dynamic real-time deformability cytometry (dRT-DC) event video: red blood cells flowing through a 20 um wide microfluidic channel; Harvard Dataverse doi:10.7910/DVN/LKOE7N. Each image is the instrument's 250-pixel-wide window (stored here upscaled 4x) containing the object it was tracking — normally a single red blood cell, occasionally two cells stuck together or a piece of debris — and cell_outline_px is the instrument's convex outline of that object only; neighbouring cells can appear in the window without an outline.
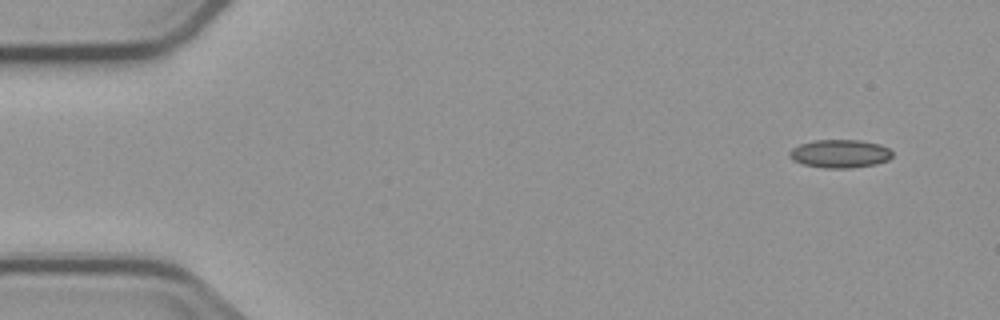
{"species": "common noctule bat (a hibernating species)", "species_latin": "Nyctalus noctula", "temperature_condition": "cold", "stored_images_in_passage": 5, "camera_frame_rate_fps": 3000, "um_per_image_px": 0.085, "animal": {"sex": "male", "body_mass_g": 23.1, "forearm_length_mm": 52.7}, "frame": {"image": 1, "passage_image": 1, "time_ms": 0.0, "image_size_px": [1000, 320], "cell_outline_px": [[892, 156], [888, 160], [876, 164], [848, 168], [824, 168], [804, 164], [792, 160], [788, 156], [788, 152], [792, 148], [800, 144], [816, 140], [860, 140], [880, 144], [888, 148], [892, 152]], "centroid_in_image_um": [71.38, 13.06], "position_along_channel_um": 13.6, "area_um2": 16.94}}
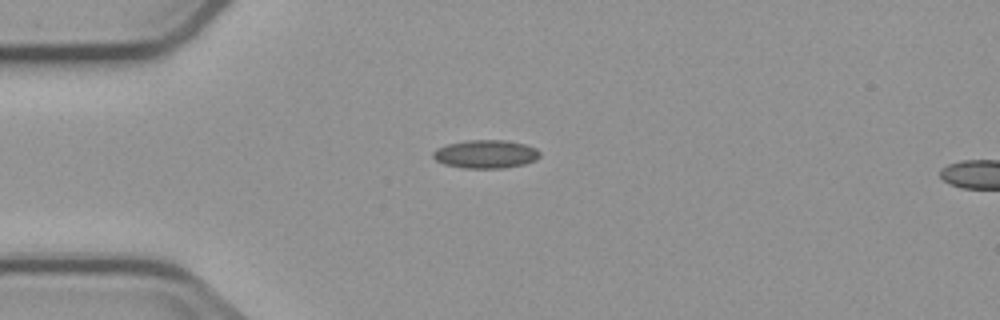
{"frame": {"image": 2, "passage_image": 4, "time_ms": 3.333, "image_size_px": [1000, 320], "cell_outline_px": [[540, 156], [536, 160], [524, 164], [504, 168], [464, 168], [444, 164], [436, 160], [432, 156], [432, 152], [436, 148], [448, 144], [464, 140], [504, 140], [524, 144], [536, 148], [540, 152]], "centroid_in_image_um": [41.27, 13.1], "position_along_channel_um": 43.7, "area_um2": 17.69}}